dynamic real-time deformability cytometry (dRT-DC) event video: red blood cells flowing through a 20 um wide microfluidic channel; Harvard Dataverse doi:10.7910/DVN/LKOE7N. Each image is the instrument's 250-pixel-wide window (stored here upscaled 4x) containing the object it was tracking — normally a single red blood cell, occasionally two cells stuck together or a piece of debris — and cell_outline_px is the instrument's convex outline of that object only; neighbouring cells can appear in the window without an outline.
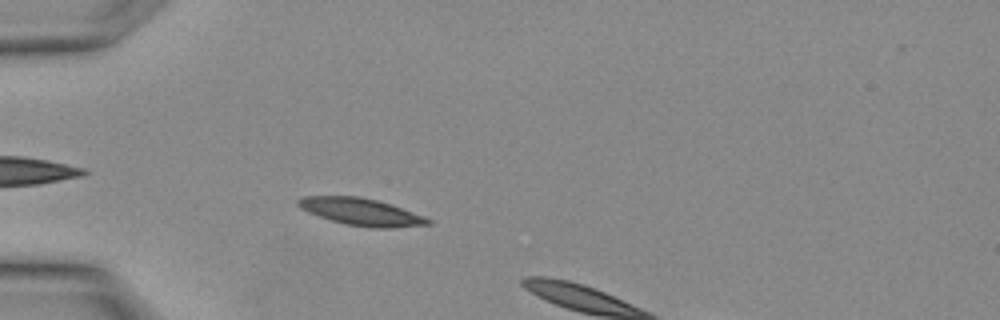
{"species": "Egyptian fruit bat (a non-hibernating species)", "species_latin": "Rousettus aegyptiacus", "temperature_condition": "warm", "stored_images_in_passage": 8, "camera_frame_rate_fps": 3000, "um_per_image_px": 0.085, "animal": {"sex": "female"}, "frame": {"image": 1, "passage_image": 7, "time_ms": 2.0, "image_size_px": [1000, 320], "cell_outline_px": [[432, 224], [392, 228], [376, 228], [344, 224], [308, 212], [300, 208], [296, 204], [296, 200], [304, 196], [360, 196], [392, 204], [424, 216], [432, 220]], "centroid_in_image_um": [30.72, 18.0], "position_along_channel_um": 54.3, "area_um2": 20.58}}